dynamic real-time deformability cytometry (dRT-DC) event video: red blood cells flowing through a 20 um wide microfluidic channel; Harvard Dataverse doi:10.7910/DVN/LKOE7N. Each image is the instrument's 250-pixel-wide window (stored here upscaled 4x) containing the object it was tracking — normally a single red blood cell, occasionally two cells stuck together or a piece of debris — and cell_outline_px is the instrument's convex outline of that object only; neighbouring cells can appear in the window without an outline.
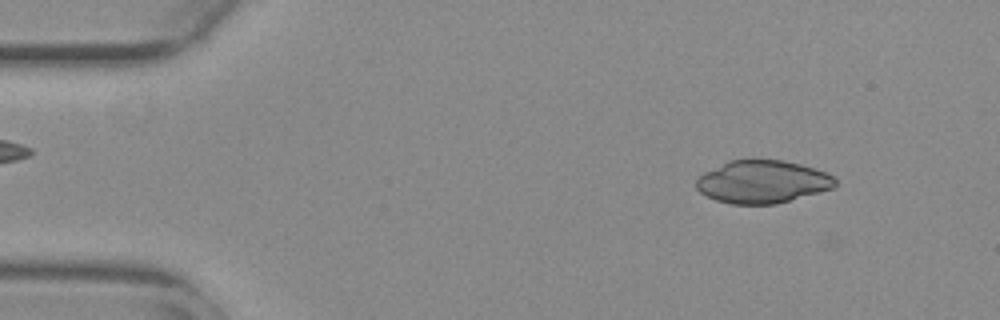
{"species": "common noctule bat (a hibernating species)", "species_latin": "Nyctalus noctula", "temperature_condition": "warm", "stored_images_in_passage": 54, "camera_frame_rate_fps": 3000, "um_per_image_px": 0.085, "animal": {"sex": "female", "body_mass_g": 29.2, "forearm_length_mm": 56.3}, "frame": {"image": 1, "passage_image": 6, "time_ms": 1.667, "image_size_px": [1000, 320], "cell_outline_px": [[836, 184], [832, 188], [776, 204], [732, 204], [716, 200], [700, 192], [696, 188], [696, 180], [704, 172], [728, 160], [784, 160], [800, 164], [824, 172], [832, 176], [836, 180]], "centroid_in_image_um": [64.77, 15.45], "position_along_channel_um": 20.2, "area_um2": 34.28}}